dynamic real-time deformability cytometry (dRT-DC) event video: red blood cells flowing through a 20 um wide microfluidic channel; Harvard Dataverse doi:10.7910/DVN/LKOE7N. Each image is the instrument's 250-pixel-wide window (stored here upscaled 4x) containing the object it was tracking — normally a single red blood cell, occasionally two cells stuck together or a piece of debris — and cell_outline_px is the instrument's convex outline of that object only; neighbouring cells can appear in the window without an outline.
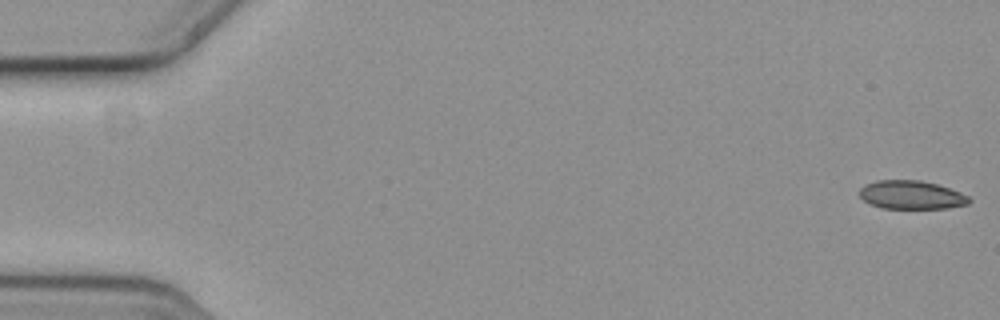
{"species": "common noctule bat (a hibernating species)", "species_latin": "Nyctalus noctula", "temperature_condition": "cold", "stored_images_in_passage": 13, "camera_frame_rate_fps": 3000, "um_per_image_px": 0.085, "animal": {"sex": "female", "body_mass_g": 19.3, "forearm_length_mm": 54.1}, "frame": {"image": 1, "passage_image": 1, "time_ms": 0.0, "image_size_px": [1000, 320], "cell_outline_px": [[972, 200], [968, 204], [948, 208], [880, 208], [864, 200], [860, 196], [860, 188], [864, 184], [876, 180], [920, 180], [936, 184], [960, 192], [968, 196]], "centroid_in_image_um": [77.46, 16.56], "position_along_channel_um": 7.5, "area_um2": 18.15}}